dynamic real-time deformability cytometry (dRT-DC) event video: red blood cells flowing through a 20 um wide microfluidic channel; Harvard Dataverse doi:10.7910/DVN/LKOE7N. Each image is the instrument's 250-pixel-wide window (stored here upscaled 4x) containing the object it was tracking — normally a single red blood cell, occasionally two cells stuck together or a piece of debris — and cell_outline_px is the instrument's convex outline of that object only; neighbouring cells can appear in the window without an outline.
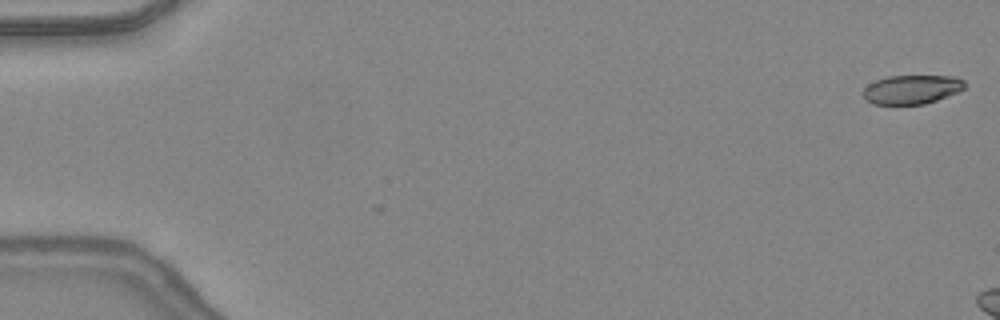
{"species": "common noctule bat (a hibernating species)", "species_latin": "Nyctalus noctula", "temperature_condition": "warm", "stored_images_in_passage": 8, "camera_frame_rate_fps": 3000, "um_per_image_px": 0.085, "animal": {"sex": "female", "body_mass_g": 24.6, "forearm_length_mm": 56.2}, "frame": {"image": 1, "passage_image": 1, "time_ms": 0.0, "image_size_px": [1000, 320], "cell_outline_px": [[964, 88], [960, 92], [924, 104], [872, 104], [864, 100], [864, 88], [868, 84], [876, 80], [888, 76], [956, 76], [964, 80]], "centroid_in_image_um": [77.5, 7.6], "position_along_channel_um": 7.5, "area_um2": 17.22}}